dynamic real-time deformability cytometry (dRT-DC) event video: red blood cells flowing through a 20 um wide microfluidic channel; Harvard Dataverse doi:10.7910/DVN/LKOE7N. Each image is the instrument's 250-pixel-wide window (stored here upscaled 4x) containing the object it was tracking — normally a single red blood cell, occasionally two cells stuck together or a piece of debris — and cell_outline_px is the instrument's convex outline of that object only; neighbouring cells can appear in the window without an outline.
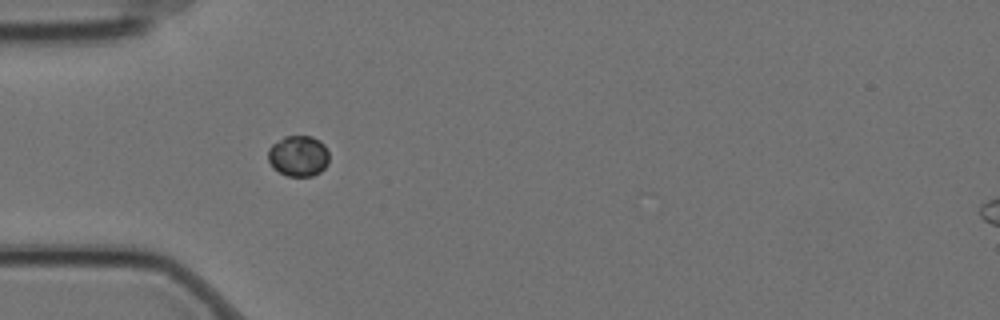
{"species": "Egyptian fruit bat (a non-hibernating species)", "species_latin": "Rousettus aegyptiacus", "temperature_condition": "cold", "stored_images_in_passage": 3, "camera_frame_rate_fps": 3000, "um_per_image_px": 0.085, "animal": {"sex": "female"}, "frame": {"image": 1, "passage_image": 1, "time_ms": 0.0, "image_size_px": [1000, 320], "cell_outline_px": [[328, 164], [320, 172], [312, 176], [288, 176], [272, 168], [268, 160], [268, 148], [272, 144], [284, 136], [312, 136], [320, 140], [324, 144], [328, 152]], "centroid_in_image_um": [25.35, 13.25], "position_along_channel_um": 59.6, "area_um2": 14.68}}
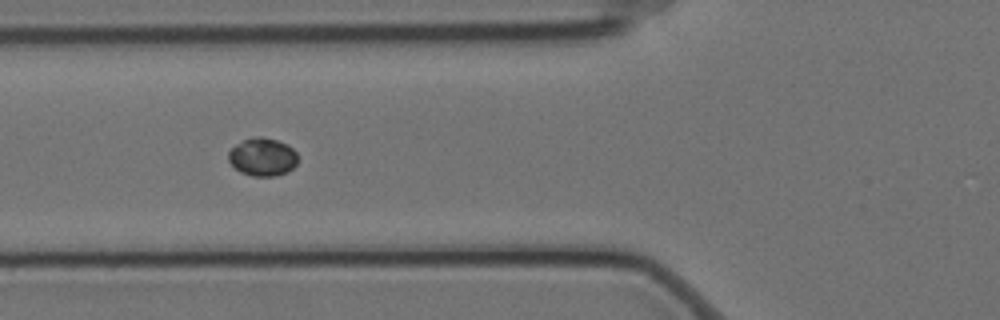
{"frame": {"image": 2, "passage_image": 2, "time_ms": 0.333, "image_size_px": [1000, 320], "cell_outline_px": [[296, 164], [288, 172], [276, 176], [252, 176], [240, 172], [228, 160], [228, 152], [236, 144], [252, 136], [260, 136], [276, 140], [288, 144], [296, 152]], "centroid_in_image_um": [22.31, 13.34], "position_along_channel_um": 103.5, "area_um2": 15.37}}
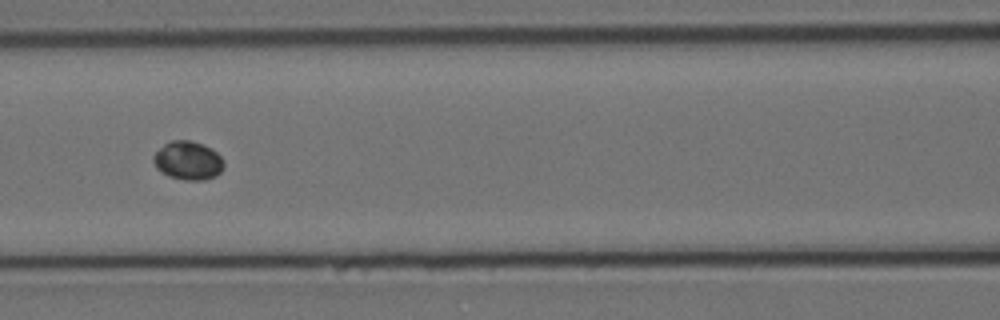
{"frame": {"image": 3, "passage_image": 3, "time_ms": 0.667, "image_size_px": [1000, 320], "cell_outline_px": [[224, 168], [216, 176], [204, 180], [184, 180], [168, 176], [156, 168], [152, 160], [152, 156], [164, 144], [172, 140], [192, 140], [204, 144], [212, 148], [224, 160]], "centroid_in_image_um": [15.99, 13.64], "position_along_channel_um": 150.6, "area_um2": 16.07}}